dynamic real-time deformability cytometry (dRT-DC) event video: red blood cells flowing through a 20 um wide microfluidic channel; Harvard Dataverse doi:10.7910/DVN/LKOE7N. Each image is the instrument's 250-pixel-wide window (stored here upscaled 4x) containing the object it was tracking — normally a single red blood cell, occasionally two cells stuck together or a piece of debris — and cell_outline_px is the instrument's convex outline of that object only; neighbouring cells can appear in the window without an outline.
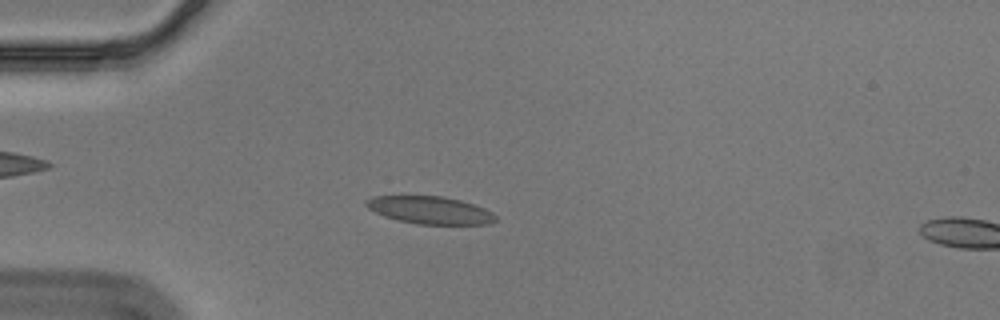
{"species": "Egyptian fruit bat (a non-hibernating species)", "species_latin": "Rousettus aegyptiacus", "temperature_condition": "cold", "stored_images_in_passage": 50, "segment_of_instrument_passage": [1, 2], "camera_frame_rate_fps": 3000, "um_per_image_px": 0.085, "animal": {"sex": "male"}, "frame": {"image": 1, "passage_image": 9, "time_ms": 2.667, "image_size_px": [1000, 320], "cell_outline_px": [[496, 220], [488, 224], [416, 224], [384, 216], [368, 208], [364, 204], [364, 200], [372, 196], [440, 196], [460, 200], [484, 208], [492, 212], [496, 216]], "centroid_in_image_um": [36.53, 17.86], "position_along_channel_um": 48.5, "area_um2": 20.63}}
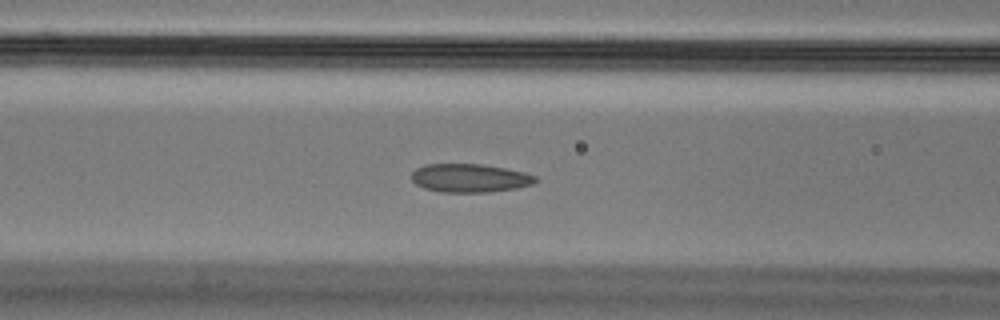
{"frame": {"image": 2, "passage_image": 17, "time_ms": 5.333, "image_size_px": [1000, 320], "cell_outline_px": [[540, 180], [532, 184], [516, 188], [492, 192], [440, 192], [424, 188], [416, 184], [412, 180], [412, 172], [416, 168], [424, 164], [480, 164], [504, 168], [524, 172], [536, 176]], "centroid_in_image_um": [39.94, 15.14], "position_along_channel_um": 126.7, "area_um2": 20.63}}
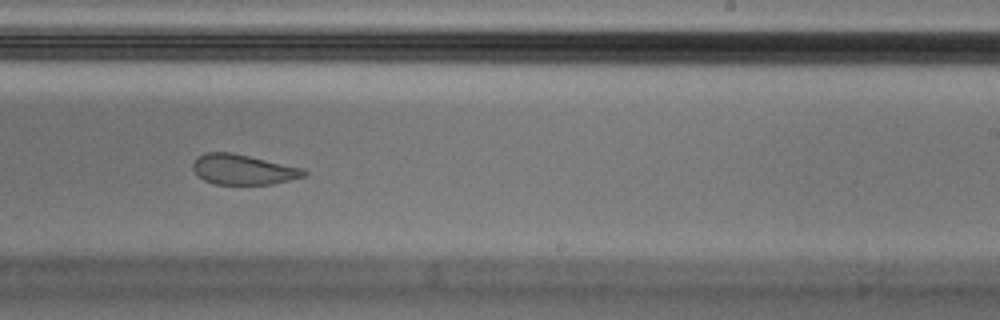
{"frame": {"image": 3, "passage_image": 29, "time_ms": 9.333, "image_size_px": [1000, 320], "cell_outline_px": [[308, 172], [304, 176], [272, 184], [212, 184], [204, 180], [192, 168], [192, 164], [204, 152], [232, 152], [304, 168]], "centroid_in_image_um": [20.68, 14.4], "position_along_channel_um": 268.3, "area_um2": 19.42}}